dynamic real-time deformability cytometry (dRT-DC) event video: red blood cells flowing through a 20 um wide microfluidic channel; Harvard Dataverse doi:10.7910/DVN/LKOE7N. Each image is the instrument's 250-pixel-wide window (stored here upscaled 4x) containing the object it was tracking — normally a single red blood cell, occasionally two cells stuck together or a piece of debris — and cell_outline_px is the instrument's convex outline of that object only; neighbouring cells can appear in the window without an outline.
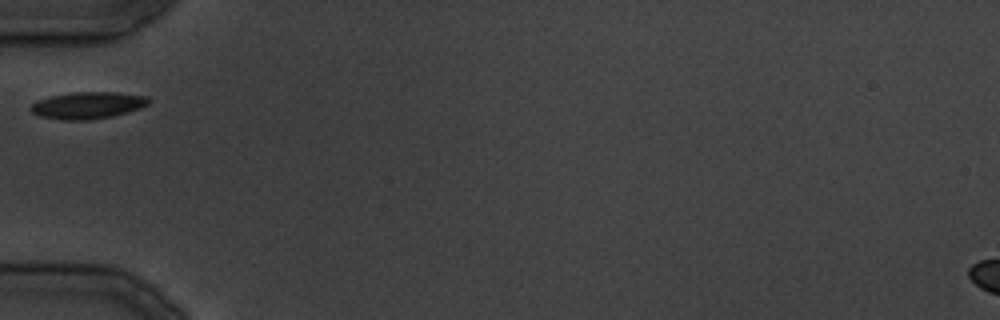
{"species": "common noctule bat (a hibernating species)", "species_latin": "Nyctalus noctula", "temperature_condition": "cold", "stored_images_in_passage": 19, "camera_frame_rate_fps": 3000, "um_per_image_px": 0.085, "animal": {"sex": "male", "body_mass_g": 19.5, "forearm_length_mm": 54.6}, "frame": {"image": 1, "passage_image": 1, "time_ms": 0.0, "image_size_px": [1000, 320], "cell_outline_px": [[152, 100], [148, 104], [140, 108], [128, 112], [112, 116], [88, 120], [64, 120], [40, 116], [32, 112], [28, 108], [32, 104], [40, 100], [52, 96], [76, 92], [112, 92], [148, 96]], "centroid_in_image_um": [7.49, 8.95], "position_along_channel_um": 77.5, "area_um2": 18.32}}
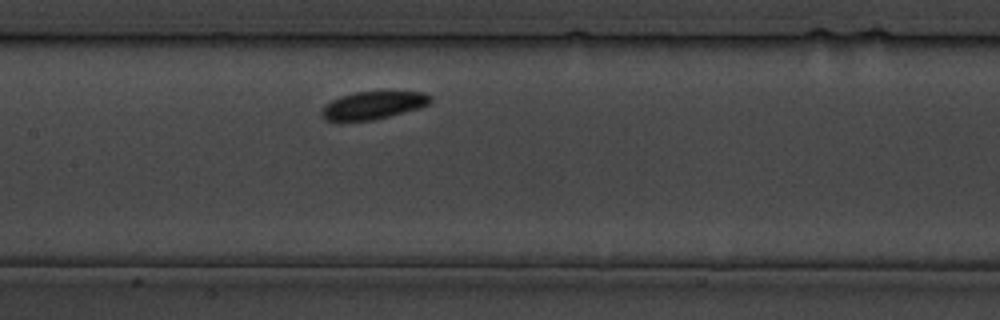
{"frame": {"image": 2, "passage_image": 6, "time_ms": 6.667, "image_size_px": [1000, 320], "cell_outline_px": [[432, 100], [428, 104], [420, 108], [372, 120], [324, 120], [320, 112], [324, 104], [340, 96], [356, 92], [388, 88], [424, 92], [432, 96]], "centroid_in_image_um": [31.78, 8.87], "position_along_channel_um": 175.6, "area_um2": 18.38}}
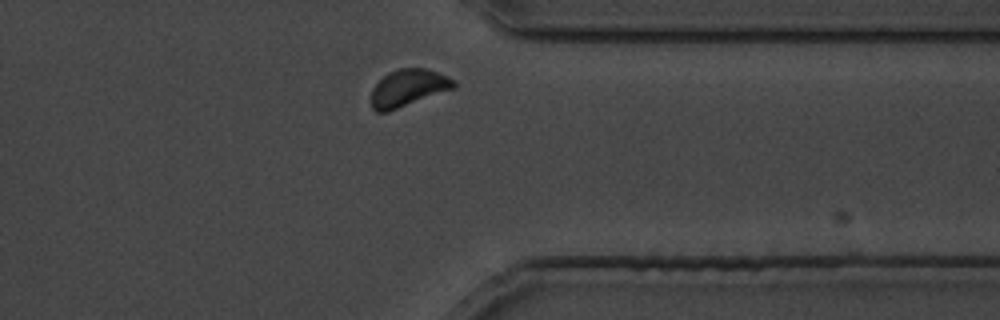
{"frame": {"image": 3, "passage_image": 17, "time_ms": 20.333, "image_size_px": [1000, 320], "cell_outline_px": [[456, 84], [452, 88], [388, 112], [376, 112], [372, 108], [372, 88], [388, 72], [400, 68], [424, 68], [448, 76], [456, 80]], "centroid_in_image_um": [34.67, 7.47], "position_along_channel_um": 376.7, "area_um2": 17.51}}